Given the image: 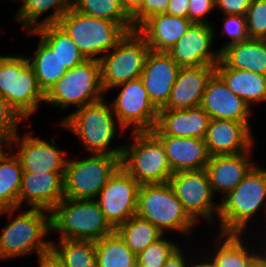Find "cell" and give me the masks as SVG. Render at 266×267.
<instances>
[{
  "label": "cell",
  "instance_id": "6da1fadb",
  "mask_svg": "<svg viewBox=\"0 0 266 267\" xmlns=\"http://www.w3.org/2000/svg\"><path fill=\"white\" fill-rule=\"evenodd\" d=\"M17 210H20L19 213ZM11 208L0 210V216L7 213L8 224L0 234V259L21 257L30 253L46 252L51 248V241L44 238L51 231V213L41 208L23 210ZM18 215H14L16 213ZM48 214V215H47Z\"/></svg>",
  "mask_w": 266,
  "mask_h": 267
},
{
  "label": "cell",
  "instance_id": "d4e9b609",
  "mask_svg": "<svg viewBox=\"0 0 266 267\" xmlns=\"http://www.w3.org/2000/svg\"><path fill=\"white\" fill-rule=\"evenodd\" d=\"M191 24L187 18L164 13L149 17L136 31L145 39L150 50L168 52Z\"/></svg>",
  "mask_w": 266,
  "mask_h": 267
},
{
  "label": "cell",
  "instance_id": "9c48e42d",
  "mask_svg": "<svg viewBox=\"0 0 266 267\" xmlns=\"http://www.w3.org/2000/svg\"><path fill=\"white\" fill-rule=\"evenodd\" d=\"M101 84V66L98 60L87 59L68 70L65 75L45 94V102L57 108L69 109L104 99Z\"/></svg>",
  "mask_w": 266,
  "mask_h": 267
},
{
  "label": "cell",
  "instance_id": "60d3db41",
  "mask_svg": "<svg viewBox=\"0 0 266 267\" xmlns=\"http://www.w3.org/2000/svg\"><path fill=\"white\" fill-rule=\"evenodd\" d=\"M170 0H143L141 7L131 16L137 30L149 17L167 13Z\"/></svg>",
  "mask_w": 266,
  "mask_h": 267
},
{
  "label": "cell",
  "instance_id": "30bf717a",
  "mask_svg": "<svg viewBox=\"0 0 266 267\" xmlns=\"http://www.w3.org/2000/svg\"><path fill=\"white\" fill-rule=\"evenodd\" d=\"M84 160L67 159L64 197L96 199L110 177L121 166V155L89 154Z\"/></svg>",
  "mask_w": 266,
  "mask_h": 267
},
{
  "label": "cell",
  "instance_id": "e575fe53",
  "mask_svg": "<svg viewBox=\"0 0 266 267\" xmlns=\"http://www.w3.org/2000/svg\"><path fill=\"white\" fill-rule=\"evenodd\" d=\"M115 231L136 255L164 235L161 230L148 220L137 215L119 225Z\"/></svg>",
  "mask_w": 266,
  "mask_h": 267
},
{
  "label": "cell",
  "instance_id": "484cf974",
  "mask_svg": "<svg viewBox=\"0 0 266 267\" xmlns=\"http://www.w3.org/2000/svg\"><path fill=\"white\" fill-rule=\"evenodd\" d=\"M215 68L241 69L266 76V39H247L223 48Z\"/></svg>",
  "mask_w": 266,
  "mask_h": 267
},
{
  "label": "cell",
  "instance_id": "9a60e30c",
  "mask_svg": "<svg viewBox=\"0 0 266 267\" xmlns=\"http://www.w3.org/2000/svg\"><path fill=\"white\" fill-rule=\"evenodd\" d=\"M32 134L25 133L23 137L17 134L8 144V148L15 150L23 172H65L67 160L66 152L55 144L54 138L49 142ZM13 146L16 148L13 149Z\"/></svg>",
  "mask_w": 266,
  "mask_h": 267
},
{
  "label": "cell",
  "instance_id": "f907efd6",
  "mask_svg": "<svg viewBox=\"0 0 266 267\" xmlns=\"http://www.w3.org/2000/svg\"><path fill=\"white\" fill-rule=\"evenodd\" d=\"M7 144L0 138V153L4 150L3 147L7 148Z\"/></svg>",
  "mask_w": 266,
  "mask_h": 267
},
{
  "label": "cell",
  "instance_id": "603a6c76",
  "mask_svg": "<svg viewBox=\"0 0 266 267\" xmlns=\"http://www.w3.org/2000/svg\"><path fill=\"white\" fill-rule=\"evenodd\" d=\"M209 121V115L200 106L183 110L160 109L151 132L154 135L205 139Z\"/></svg>",
  "mask_w": 266,
  "mask_h": 267
},
{
  "label": "cell",
  "instance_id": "f1b7e54d",
  "mask_svg": "<svg viewBox=\"0 0 266 267\" xmlns=\"http://www.w3.org/2000/svg\"><path fill=\"white\" fill-rule=\"evenodd\" d=\"M216 234H218L216 241H219L215 245L218 243V247L213 248L217 249L211 258L205 259L211 267H248L250 259L256 254L255 251H259L255 248L249 249L248 243L242 240L245 237L242 234Z\"/></svg>",
  "mask_w": 266,
  "mask_h": 267
},
{
  "label": "cell",
  "instance_id": "4dcf8cb0",
  "mask_svg": "<svg viewBox=\"0 0 266 267\" xmlns=\"http://www.w3.org/2000/svg\"><path fill=\"white\" fill-rule=\"evenodd\" d=\"M46 94L68 71L61 63L56 52L40 37L33 57L27 58Z\"/></svg>",
  "mask_w": 266,
  "mask_h": 267
},
{
  "label": "cell",
  "instance_id": "836d02e7",
  "mask_svg": "<svg viewBox=\"0 0 266 267\" xmlns=\"http://www.w3.org/2000/svg\"><path fill=\"white\" fill-rule=\"evenodd\" d=\"M72 7L81 14L116 22L128 33L136 30L121 0H72Z\"/></svg>",
  "mask_w": 266,
  "mask_h": 267
},
{
  "label": "cell",
  "instance_id": "bcb514c9",
  "mask_svg": "<svg viewBox=\"0 0 266 267\" xmlns=\"http://www.w3.org/2000/svg\"><path fill=\"white\" fill-rule=\"evenodd\" d=\"M180 246L171 254V256L165 261L163 267H190L192 265L188 262L189 259H186V255L182 253ZM188 260V261H187Z\"/></svg>",
  "mask_w": 266,
  "mask_h": 267
},
{
  "label": "cell",
  "instance_id": "8992f818",
  "mask_svg": "<svg viewBox=\"0 0 266 267\" xmlns=\"http://www.w3.org/2000/svg\"><path fill=\"white\" fill-rule=\"evenodd\" d=\"M57 25L70 36L86 59L98 61L128 33L116 22L81 14L72 6Z\"/></svg>",
  "mask_w": 266,
  "mask_h": 267
},
{
  "label": "cell",
  "instance_id": "ab89813d",
  "mask_svg": "<svg viewBox=\"0 0 266 267\" xmlns=\"http://www.w3.org/2000/svg\"><path fill=\"white\" fill-rule=\"evenodd\" d=\"M224 30H222L221 35H228L230 39L223 45L219 50L234 44L245 41L249 39L247 28H246V18L245 16H235V15H224ZM225 34V35H224Z\"/></svg>",
  "mask_w": 266,
  "mask_h": 267
},
{
  "label": "cell",
  "instance_id": "d590c367",
  "mask_svg": "<svg viewBox=\"0 0 266 267\" xmlns=\"http://www.w3.org/2000/svg\"><path fill=\"white\" fill-rule=\"evenodd\" d=\"M51 248L62 259L65 267H97L94 241L58 239Z\"/></svg>",
  "mask_w": 266,
  "mask_h": 267
},
{
  "label": "cell",
  "instance_id": "f546056e",
  "mask_svg": "<svg viewBox=\"0 0 266 267\" xmlns=\"http://www.w3.org/2000/svg\"><path fill=\"white\" fill-rule=\"evenodd\" d=\"M6 151L0 153V210L18 208L23 173L19 158L8 146Z\"/></svg>",
  "mask_w": 266,
  "mask_h": 267
},
{
  "label": "cell",
  "instance_id": "7bdbcfd3",
  "mask_svg": "<svg viewBox=\"0 0 266 267\" xmlns=\"http://www.w3.org/2000/svg\"><path fill=\"white\" fill-rule=\"evenodd\" d=\"M252 0H215V8L224 15L245 16Z\"/></svg>",
  "mask_w": 266,
  "mask_h": 267
},
{
  "label": "cell",
  "instance_id": "74e56055",
  "mask_svg": "<svg viewBox=\"0 0 266 267\" xmlns=\"http://www.w3.org/2000/svg\"><path fill=\"white\" fill-rule=\"evenodd\" d=\"M245 18L249 39H266V0H252Z\"/></svg>",
  "mask_w": 266,
  "mask_h": 267
},
{
  "label": "cell",
  "instance_id": "7a4b0ae2",
  "mask_svg": "<svg viewBox=\"0 0 266 267\" xmlns=\"http://www.w3.org/2000/svg\"><path fill=\"white\" fill-rule=\"evenodd\" d=\"M116 120L111 103L104 98L67 114L58 125L72 131L89 154L122 155L124 145L110 148L118 127L124 131Z\"/></svg>",
  "mask_w": 266,
  "mask_h": 267
},
{
  "label": "cell",
  "instance_id": "816d5d0a",
  "mask_svg": "<svg viewBox=\"0 0 266 267\" xmlns=\"http://www.w3.org/2000/svg\"><path fill=\"white\" fill-rule=\"evenodd\" d=\"M266 245V244H265ZM261 252L266 256V248H263L261 249Z\"/></svg>",
  "mask_w": 266,
  "mask_h": 267
},
{
  "label": "cell",
  "instance_id": "d6986e66",
  "mask_svg": "<svg viewBox=\"0 0 266 267\" xmlns=\"http://www.w3.org/2000/svg\"><path fill=\"white\" fill-rule=\"evenodd\" d=\"M65 172H23L18 208L23 202L30 208L51 211L64 198Z\"/></svg>",
  "mask_w": 266,
  "mask_h": 267
},
{
  "label": "cell",
  "instance_id": "ee69618b",
  "mask_svg": "<svg viewBox=\"0 0 266 267\" xmlns=\"http://www.w3.org/2000/svg\"><path fill=\"white\" fill-rule=\"evenodd\" d=\"M39 267H65L62 259L50 248L38 255Z\"/></svg>",
  "mask_w": 266,
  "mask_h": 267
},
{
  "label": "cell",
  "instance_id": "5bb4252c",
  "mask_svg": "<svg viewBox=\"0 0 266 267\" xmlns=\"http://www.w3.org/2000/svg\"><path fill=\"white\" fill-rule=\"evenodd\" d=\"M139 187L140 184L120 166L96 197L114 229L136 215Z\"/></svg>",
  "mask_w": 266,
  "mask_h": 267
},
{
  "label": "cell",
  "instance_id": "ba28073f",
  "mask_svg": "<svg viewBox=\"0 0 266 267\" xmlns=\"http://www.w3.org/2000/svg\"><path fill=\"white\" fill-rule=\"evenodd\" d=\"M136 215L148 220L165 235L173 230L190 235L197 224L184 210L169 182L140 185Z\"/></svg>",
  "mask_w": 266,
  "mask_h": 267
},
{
  "label": "cell",
  "instance_id": "5b68a950",
  "mask_svg": "<svg viewBox=\"0 0 266 267\" xmlns=\"http://www.w3.org/2000/svg\"><path fill=\"white\" fill-rule=\"evenodd\" d=\"M0 96L23 120L45 102V93L26 56L0 55Z\"/></svg>",
  "mask_w": 266,
  "mask_h": 267
},
{
  "label": "cell",
  "instance_id": "3957f363",
  "mask_svg": "<svg viewBox=\"0 0 266 267\" xmlns=\"http://www.w3.org/2000/svg\"><path fill=\"white\" fill-rule=\"evenodd\" d=\"M265 201V203H264ZM266 204V169L255 165L219 203V233L242 234ZM266 214V210H265Z\"/></svg>",
  "mask_w": 266,
  "mask_h": 267
},
{
  "label": "cell",
  "instance_id": "8fae6325",
  "mask_svg": "<svg viewBox=\"0 0 266 267\" xmlns=\"http://www.w3.org/2000/svg\"><path fill=\"white\" fill-rule=\"evenodd\" d=\"M149 51L145 39L136 30L127 33L116 47L99 60L104 92L140 78Z\"/></svg>",
  "mask_w": 266,
  "mask_h": 267
},
{
  "label": "cell",
  "instance_id": "7dc6e473",
  "mask_svg": "<svg viewBox=\"0 0 266 267\" xmlns=\"http://www.w3.org/2000/svg\"><path fill=\"white\" fill-rule=\"evenodd\" d=\"M125 11L132 16L140 7L143 0H121Z\"/></svg>",
  "mask_w": 266,
  "mask_h": 267
},
{
  "label": "cell",
  "instance_id": "7c38bea8",
  "mask_svg": "<svg viewBox=\"0 0 266 267\" xmlns=\"http://www.w3.org/2000/svg\"><path fill=\"white\" fill-rule=\"evenodd\" d=\"M169 183L182 202L184 210L196 223L200 218H203L207 225L216 222L214 218L218 215L219 203L215 204V195L205 169L175 172Z\"/></svg>",
  "mask_w": 266,
  "mask_h": 267
},
{
  "label": "cell",
  "instance_id": "2e32d148",
  "mask_svg": "<svg viewBox=\"0 0 266 267\" xmlns=\"http://www.w3.org/2000/svg\"><path fill=\"white\" fill-rule=\"evenodd\" d=\"M214 30L213 23H192L167 53L180 67H215L220 61V50H211Z\"/></svg>",
  "mask_w": 266,
  "mask_h": 267
},
{
  "label": "cell",
  "instance_id": "1f68e13d",
  "mask_svg": "<svg viewBox=\"0 0 266 267\" xmlns=\"http://www.w3.org/2000/svg\"><path fill=\"white\" fill-rule=\"evenodd\" d=\"M29 35H40V37L57 53L58 58L67 70L87 60L78 47L57 24L41 26L34 31H27Z\"/></svg>",
  "mask_w": 266,
  "mask_h": 267
},
{
  "label": "cell",
  "instance_id": "4316f807",
  "mask_svg": "<svg viewBox=\"0 0 266 267\" xmlns=\"http://www.w3.org/2000/svg\"><path fill=\"white\" fill-rule=\"evenodd\" d=\"M215 73L250 108L253 103L266 102L265 75L234 68H215Z\"/></svg>",
  "mask_w": 266,
  "mask_h": 267
},
{
  "label": "cell",
  "instance_id": "ffe728a7",
  "mask_svg": "<svg viewBox=\"0 0 266 267\" xmlns=\"http://www.w3.org/2000/svg\"><path fill=\"white\" fill-rule=\"evenodd\" d=\"M200 107L210 119L236 122H250L249 116L253 112L249 105L234 94L216 73L207 82Z\"/></svg>",
  "mask_w": 266,
  "mask_h": 267
},
{
  "label": "cell",
  "instance_id": "44dd1931",
  "mask_svg": "<svg viewBox=\"0 0 266 267\" xmlns=\"http://www.w3.org/2000/svg\"><path fill=\"white\" fill-rule=\"evenodd\" d=\"M215 73L213 66L181 67L173 85L166 110H183L198 107L208 80Z\"/></svg>",
  "mask_w": 266,
  "mask_h": 267
},
{
  "label": "cell",
  "instance_id": "7402d4cb",
  "mask_svg": "<svg viewBox=\"0 0 266 267\" xmlns=\"http://www.w3.org/2000/svg\"><path fill=\"white\" fill-rule=\"evenodd\" d=\"M250 152L210 156L205 171L214 194L224 197L232 191L255 166Z\"/></svg>",
  "mask_w": 266,
  "mask_h": 267
},
{
  "label": "cell",
  "instance_id": "83f0119b",
  "mask_svg": "<svg viewBox=\"0 0 266 267\" xmlns=\"http://www.w3.org/2000/svg\"><path fill=\"white\" fill-rule=\"evenodd\" d=\"M19 1V0H18ZM23 2L19 11L14 16L19 21L22 29L34 31L35 29L48 25L57 24L58 20L70 9L72 0H20ZM54 9L50 16L42 19L45 12Z\"/></svg>",
  "mask_w": 266,
  "mask_h": 267
},
{
  "label": "cell",
  "instance_id": "277c9868",
  "mask_svg": "<svg viewBox=\"0 0 266 267\" xmlns=\"http://www.w3.org/2000/svg\"><path fill=\"white\" fill-rule=\"evenodd\" d=\"M51 231L59 239L97 241L115 229L95 199L63 198L51 211Z\"/></svg>",
  "mask_w": 266,
  "mask_h": 267
},
{
  "label": "cell",
  "instance_id": "f6af8a7d",
  "mask_svg": "<svg viewBox=\"0 0 266 267\" xmlns=\"http://www.w3.org/2000/svg\"><path fill=\"white\" fill-rule=\"evenodd\" d=\"M189 6L190 0H170L166 14L188 19Z\"/></svg>",
  "mask_w": 266,
  "mask_h": 267
},
{
  "label": "cell",
  "instance_id": "f35d334b",
  "mask_svg": "<svg viewBox=\"0 0 266 267\" xmlns=\"http://www.w3.org/2000/svg\"><path fill=\"white\" fill-rule=\"evenodd\" d=\"M22 118L0 97V138L8 145L18 134V125Z\"/></svg>",
  "mask_w": 266,
  "mask_h": 267
},
{
  "label": "cell",
  "instance_id": "ac0fdd59",
  "mask_svg": "<svg viewBox=\"0 0 266 267\" xmlns=\"http://www.w3.org/2000/svg\"><path fill=\"white\" fill-rule=\"evenodd\" d=\"M180 68L167 52H148L140 79L158 110L166 106Z\"/></svg>",
  "mask_w": 266,
  "mask_h": 267
},
{
  "label": "cell",
  "instance_id": "8d00e7d4",
  "mask_svg": "<svg viewBox=\"0 0 266 267\" xmlns=\"http://www.w3.org/2000/svg\"><path fill=\"white\" fill-rule=\"evenodd\" d=\"M165 234L137 254L136 266L163 267L165 261L180 246L177 242L166 239Z\"/></svg>",
  "mask_w": 266,
  "mask_h": 267
},
{
  "label": "cell",
  "instance_id": "4fadbf2b",
  "mask_svg": "<svg viewBox=\"0 0 266 267\" xmlns=\"http://www.w3.org/2000/svg\"><path fill=\"white\" fill-rule=\"evenodd\" d=\"M120 89L111 103L113 112L124 130L131 132L152 131L159 110L153 105L140 78L115 86Z\"/></svg>",
  "mask_w": 266,
  "mask_h": 267
},
{
  "label": "cell",
  "instance_id": "d6a6232c",
  "mask_svg": "<svg viewBox=\"0 0 266 267\" xmlns=\"http://www.w3.org/2000/svg\"><path fill=\"white\" fill-rule=\"evenodd\" d=\"M97 267H136L137 255L120 235L112 234L94 241Z\"/></svg>",
  "mask_w": 266,
  "mask_h": 267
},
{
  "label": "cell",
  "instance_id": "52a82bcc",
  "mask_svg": "<svg viewBox=\"0 0 266 267\" xmlns=\"http://www.w3.org/2000/svg\"><path fill=\"white\" fill-rule=\"evenodd\" d=\"M133 142L123 146L121 167L140 185L170 181L173 171L162 142L151 132H131Z\"/></svg>",
  "mask_w": 266,
  "mask_h": 267
},
{
  "label": "cell",
  "instance_id": "b9f144b4",
  "mask_svg": "<svg viewBox=\"0 0 266 267\" xmlns=\"http://www.w3.org/2000/svg\"><path fill=\"white\" fill-rule=\"evenodd\" d=\"M212 9H215V0H190L188 19L192 23L210 24L206 16Z\"/></svg>",
  "mask_w": 266,
  "mask_h": 267
},
{
  "label": "cell",
  "instance_id": "cb8c5ba5",
  "mask_svg": "<svg viewBox=\"0 0 266 267\" xmlns=\"http://www.w3.org/2000/svg\"><path fill=\"white\" fill-rule=\"evenodd\" d=\"M163 144L168 163L173 173L202 170L209 161L205 139L155 135Z\"/></svg>",
  "mask_w": 266,
  "mask_h": 267
},
{
  "label": "cell",
  "instance_id": "e0dca14e",
  "mask_svg": "<svg viewBox=\"0 0 266 267\" xmlns=\"http://www.w3.org/2000/svg\"><path fill=\"white\" fill-rule=\"evenodd\" d=\"M249 123L210 119L205 137L209 155H235L251 152L256 141Z\"/></svg>",
  "mask_w": 266,
  "mask_h": 267
},
{
  "label": "cell",
  "instance_id": "681fc988",
  "mask_svg": "<svg viewBox=\"0 0 266 267\" xmlns=\"http://www.w3.org/2000/svg\"><path fill=\"white\" fill-rule=\"evenodd\" d=\"M203 261V262H202ZM190 267H211L210 264L205 260V257L203 260L196 261L192 263Z\"/></svg>",
  "mask_w": 266,
  "mask_h": 267
},
{
  "label": "cell",
  "instance_id": "c3c4849f",
  "mask_svg": "<svg viewBox=\"0 0 266 267\" xmlns=\"http://www.w3.org/2000/svg\"><path fill=\"white\" fill-rule=\"evenodd\" d=\"M248 267H266V256L259 251L250 259Z\"/></svg>",
  "mask_w": 266,
  "mask_h": 267
}]
</instances>
